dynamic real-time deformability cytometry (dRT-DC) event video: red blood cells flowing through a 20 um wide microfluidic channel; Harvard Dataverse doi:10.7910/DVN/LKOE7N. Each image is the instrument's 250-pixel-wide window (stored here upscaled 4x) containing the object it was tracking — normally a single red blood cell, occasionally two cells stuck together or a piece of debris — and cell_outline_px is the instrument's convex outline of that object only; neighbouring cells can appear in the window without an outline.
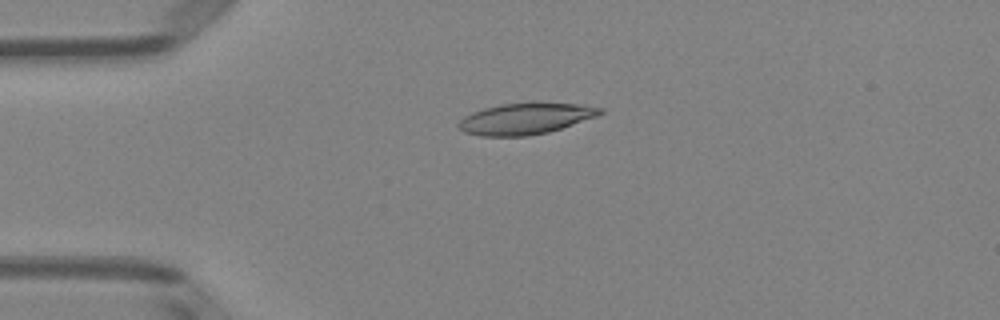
{"species": "Egyptian fruit bat (a non-hibernating species)", "species_latin": "Rousettus aegyptiacus", "temperature_condition": "room temperature", "stored_images_in_passage": 51, "camera_frame_rate_fps": 3000, "um_per_image_px": 0.085, "animal": {"sex": "female"}, "frame": {"image": 1, "passage_image": 12, "time_ms": 3.667, "image_size_px": [1000, 320], "cell_outline_px": [[604, 112], [596, 116], [548, 132], [528, 136], [480, 136], [464, 132], [456, 124], [464, 116], [472, 112], [484, 108], [500, 104], [532, 100], [584, 104], [604, 108]], "centroid_in_image_um": [44.68, 10.04], "position_along_channel_um": 40.3, "area_um2": 26.47}}
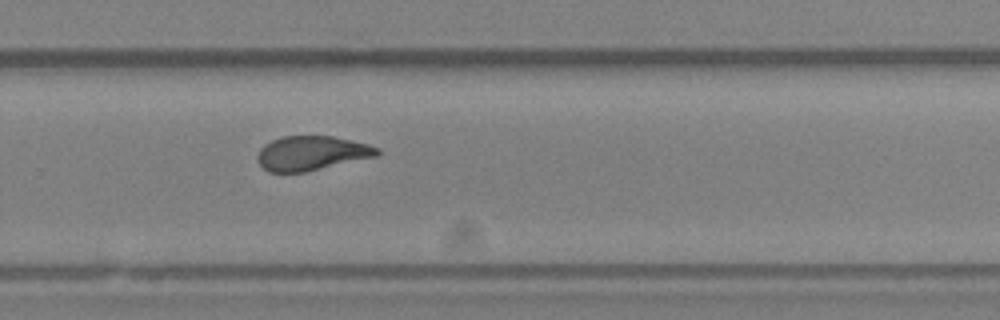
{"frame": {"image": 2, "passage_image": 34, "time_ms": 11.0, "image_size_px": [1000, 320], "cell_outline_px": [[380, 152], [376, 156], [304, 172], [268, 172], [256, 160], [256, 156], [260, 148], [264, 144], [272, 140], [284, 136], [332, 136], [352, 140], [368, 144], [380, 148]], "centroid_in_image_um": [26.46, 13.01], "position_along_channel_um": 303.3, "area_um2": 23.93}}
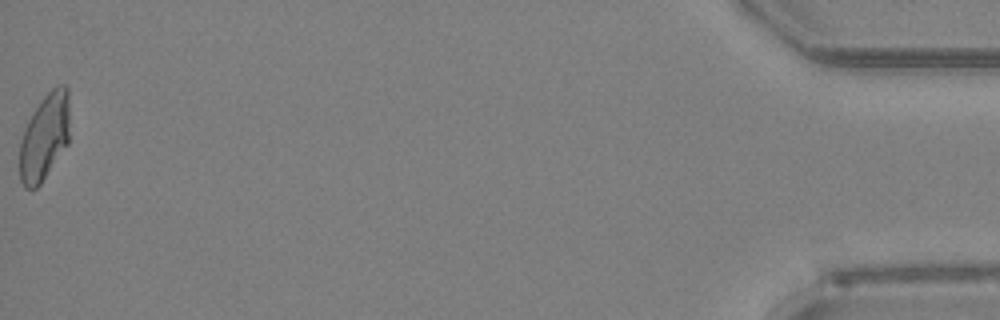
{"frame": {"image": 3, "passage_image": 51, "time_ms": 16.667, "image_size_px": [1000, 320], "cell_outline_px": [[68, 144], [40, 184], [36, 188], [24, 188], [20, 180], [20, 140], [24, 128], [32, 112], [44, 96], [56, 84], [64, 84], [68, 88]], "centroid_in_image_um": [3.77, 11.63], "position_along_channel_um": 431.4, "area_um2": 25.2}, "authors_computed_cell_mechanics": {"area_um2": 25.2008, "velocity_mm_per_s": 3.9832, "shape_relaxation_time_tau1_ms": 5.2946, "shape_relaxation_time_tau2_ms": 1.4418, "deformation_change_tau1": 0.18, "deformation_change_tau2": 0.0874}}